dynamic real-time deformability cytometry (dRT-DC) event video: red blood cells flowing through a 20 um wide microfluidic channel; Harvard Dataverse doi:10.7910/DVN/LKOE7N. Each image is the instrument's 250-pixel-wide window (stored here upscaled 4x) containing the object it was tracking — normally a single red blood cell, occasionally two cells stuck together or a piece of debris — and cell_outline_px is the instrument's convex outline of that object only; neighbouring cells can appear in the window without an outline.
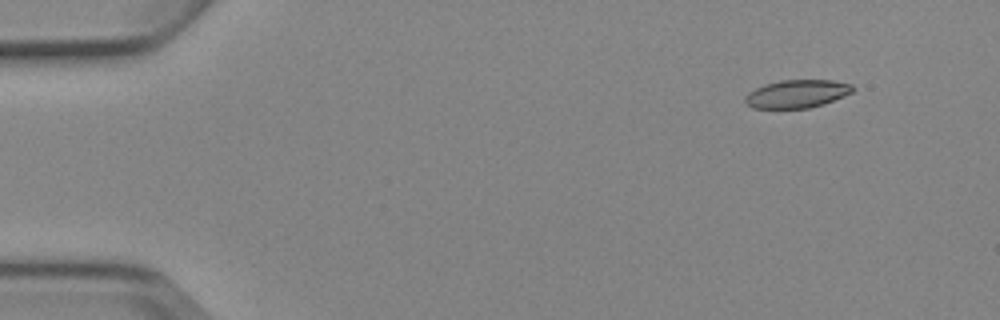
{"species": "Egyptian fruit bat (a non-hibernating species)", "species_latin": "Rousettus aegyptiacus", "temperature_condition": "cold", "stored_images_in_passage": 5, "camera_frame_rate_fps": 3000, "um_per_image_px": 0.085, "animal": {"sex": "female"}, "frame": {"image": 1, "passage_image": 2, "time_ms": 1.333, "image_size_px": [1000, 320], "cell_outline_px": [[856, 88], [852, 92], [844, 96], [824, 104], [808, 108], [752, 108], [744, 100], [744, 96], [748, 92], [764, 84], [780, 80], [832, 80], [852, 84]], "centroid_in_image_um": [67.75, 7.97], "position_along_channel_um": 17.2, "area_um2": 17.69}}
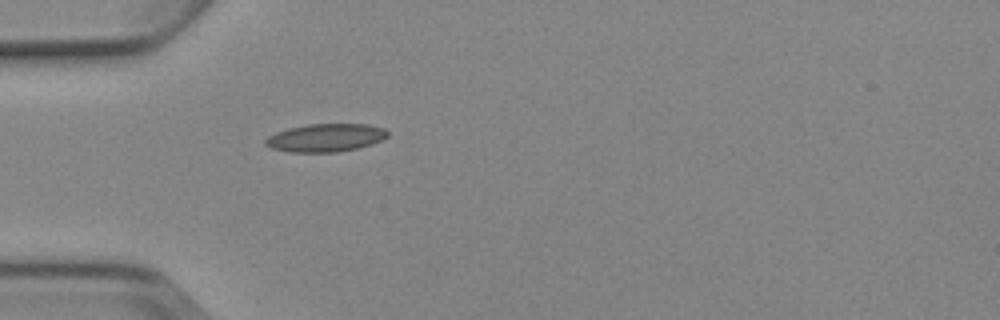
{"frame": {"image": 2, "passage_image": 5, "time_ms": 5.0, "image_size_px": [1000, 320], "cell_outline_px": [[388, 136], [372, 144], [356, 148], [336, 152], [292, 152], [272, 148], [264, 144], [264, 140], [268, 136], [276, 132], [288, 128], [308, 124], [368, 124], [384, 128], [388, 132]], "centroid_in_image_um": [27.66, 11.7], "position_along_channel_um": 57.3, "area_um2": 19.88}}